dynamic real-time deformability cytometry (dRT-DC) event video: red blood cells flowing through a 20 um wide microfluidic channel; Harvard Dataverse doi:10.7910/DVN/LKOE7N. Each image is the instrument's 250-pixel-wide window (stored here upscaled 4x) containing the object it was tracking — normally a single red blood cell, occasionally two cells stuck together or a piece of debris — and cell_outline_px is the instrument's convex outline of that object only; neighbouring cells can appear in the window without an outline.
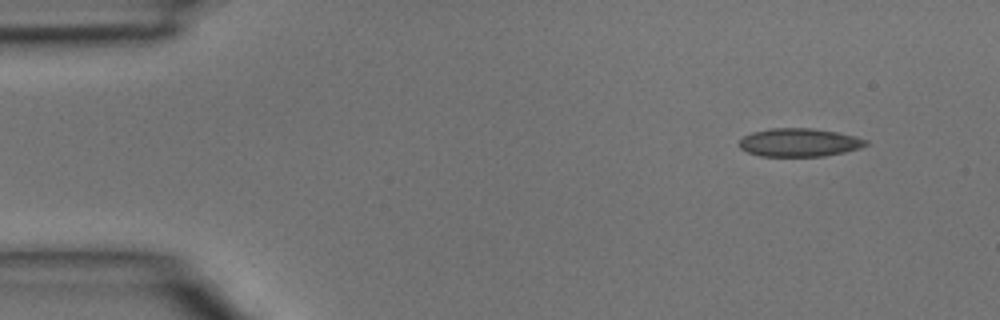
{"species": "common noctule bat (a hibernating species)", "species_latin": "Nyctalus noctula", "temperature_condition": "room temperature", "stored_images_in_passage": 3, "camera_frame_rate_fps": 3000, "um_per_image_px": 0.085, "animal": {"sex": "male", "body_mass_g": 15.6}, "frame": {"image": 1, "passage_image": 1, "time_ms": 0.0, "image_size_px": [1000, 320], "cell_outline_px": [[868, 144], [860, 148], [844, 152], [824, 156], [760, 156], [748, 152], [740, 148], [740, 140], [744, 136], [752, 132], [768, 128], [812, 128], [836, 132], [856, 136], [868, 140]], "centroid_in_image_um": [67.95, 12.1], "position_along_channel_um": 17.1, "area_um2": 20.87}}
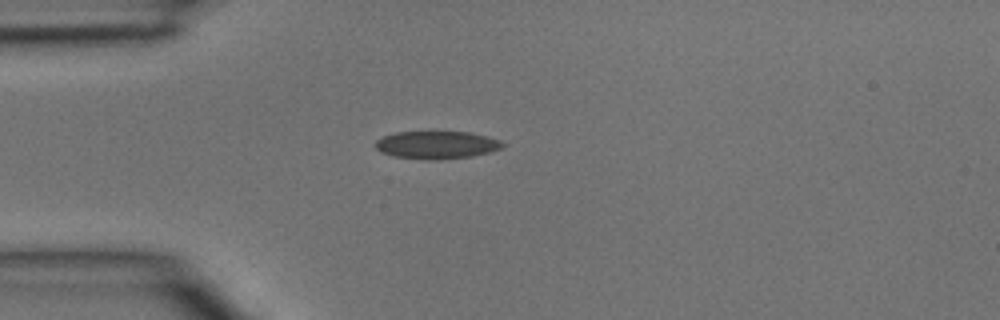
{"frame": {"image": 2, "passage_image": 3, "time_ms": 0.667, "image_size_px": [1000, 320], "cell_outline_px": [[504, 148], [472, 156], [432, 160], [424, 160], [392, 156], [380, 152], [376, 148], [376, 140], [384, 136], [396, 132], [468, 132], [488, 136], [500, 140], [504, 144]], "centroid_in_image_um": [37.11, 12.32], "position_along_channel_um": 47.9, "area_um2": 20.58}}